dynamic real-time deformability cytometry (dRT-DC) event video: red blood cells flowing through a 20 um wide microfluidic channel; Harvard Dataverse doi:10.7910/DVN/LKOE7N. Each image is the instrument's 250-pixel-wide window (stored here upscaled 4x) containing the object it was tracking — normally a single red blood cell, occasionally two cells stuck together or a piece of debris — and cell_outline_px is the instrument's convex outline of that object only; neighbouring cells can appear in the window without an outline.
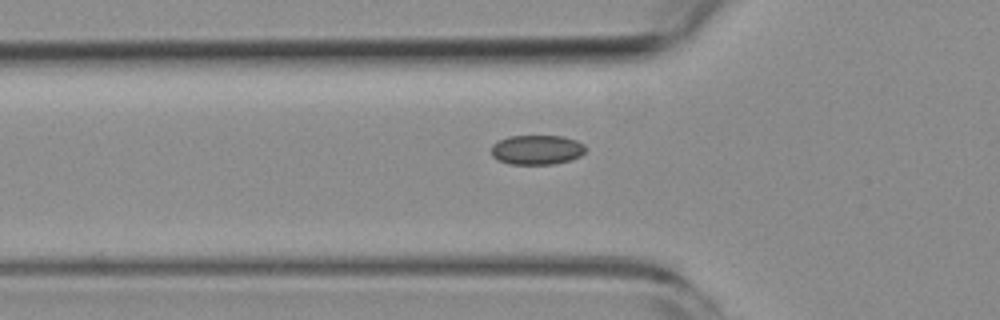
{"species": "common noctule bat (a hibernating species)", "species_latin": "Nyctalus noctula", "temperature_condition": "room temperature", "stored_images_in_passage": 39, "camera_frame_rate_fps": 3000, "um_per_image_px": 0.085, "animal": {"sex": "female", "body_mass_g": 19.3, "forearm_length_mm": 54.1}, "frame": {"image": 1, "passage_image": 7, "time_ms": 2.0, "image_size_px": [1000, 320], "cell_outline_px": [[584, 152], [580, 156], [572, 160], [552, 164], [512, 164], [496, 160], [492, 156], [492, 144], [508, 136], [564, 136], [576, 140], [584, 144]], "centroid_in_image_um": [45.63, 12.73], "position_along_channel_um": 80.2, "area_um2": 16.3}}
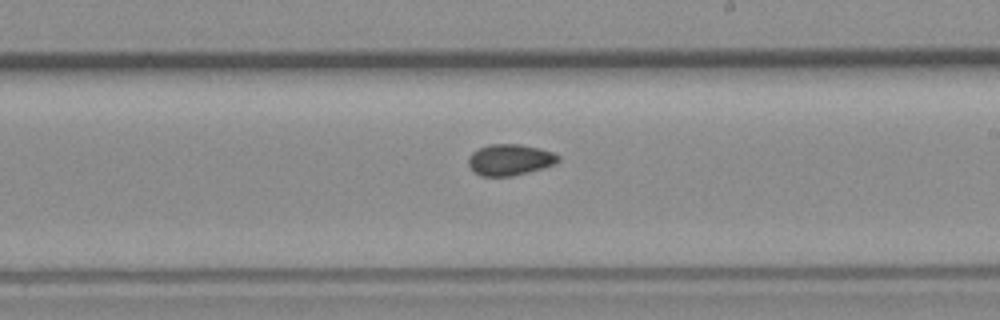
{"frame": {"image": 2, "passage_image": 20, "time_ms": 6.333, "image_size_px": [1000, 320], "cell_outline_px": [[560, 160], [552, 164], [528, 172], [512, 176], [480, 176], [468, 164], [468, 156], [472, 152], [480, 148], [492, 144], [520, 144], [540, 148], [552, 152], [560, 156]], "centroid_in_image_um": [43.33, 13.57], "position_along_channel_um": 245.7, "area_um2": 16.13}}
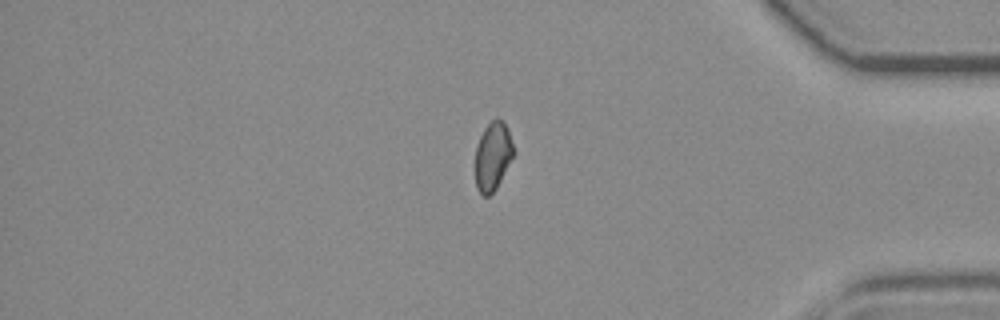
{"frame": {"image": 3, "passage_image": 34, "time_ms": 11.0, "image_size_px": [1000, 320], "cell_outline_px": [[512, 156], [496, 188], [488, 196], [484, 196], [476, 188], [476, 148], [480, 136], [484, 128], [496, 116], [504, 120], [508, 128], [512, 144]], "centroid_in_image_um": [41.87, 13.22], "position_along_channel_um": 393.3, "area_um2": 14.91}}